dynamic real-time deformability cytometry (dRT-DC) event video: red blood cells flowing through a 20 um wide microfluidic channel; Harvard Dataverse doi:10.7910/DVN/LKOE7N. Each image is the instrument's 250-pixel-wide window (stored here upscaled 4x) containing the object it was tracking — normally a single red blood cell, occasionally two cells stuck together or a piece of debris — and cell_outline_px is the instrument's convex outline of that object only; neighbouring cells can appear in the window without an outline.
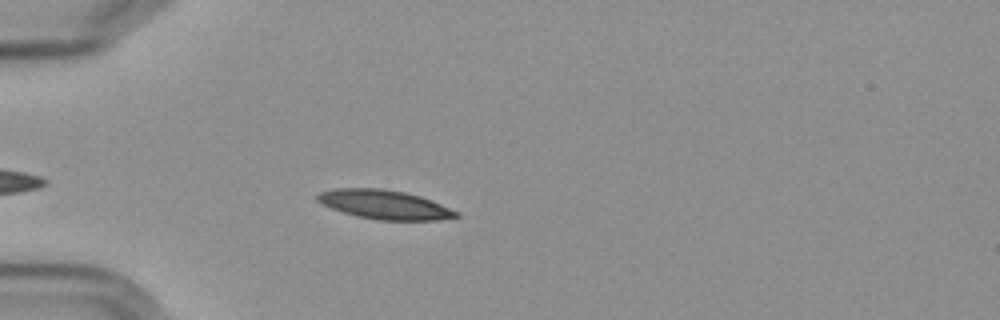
{"species": "Egyptian fruit bat (a non-hibernating species)", "species_latin": "Rousettus aegyptiacus", "temperature_condition": "cold", "stored_images_in_passage": 4, "camera_frame_rate_fps": 3000, "um_per_image_px": 0.085, "frame": {"image": 1, "passage_image": 4, "time_ms": 4.333, "image_size_px": [1000, 320], "cell_outline_px": [[460, 216], [436, 220], [376, 220], [356, 216], [332, 208], [316, 200], [316, 196], [320, 192], [336, 188], [384, 188], [404, 192], [420, 196], [460, 212]], "centroid_in_image_um": [32.69, 17.39], "position_along_channel_um": 52.3, "area_um2": 23.41}}